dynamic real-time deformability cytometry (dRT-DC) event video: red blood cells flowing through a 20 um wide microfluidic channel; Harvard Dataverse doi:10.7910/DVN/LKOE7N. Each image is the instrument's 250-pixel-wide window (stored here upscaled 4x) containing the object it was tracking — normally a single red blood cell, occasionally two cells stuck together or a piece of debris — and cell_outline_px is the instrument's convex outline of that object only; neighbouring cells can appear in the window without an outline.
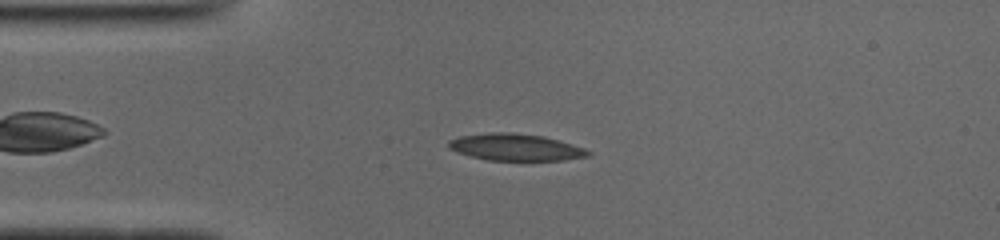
{"species": "common noctule bat (a hibernating species)", "species_latin": "Nyctalus noctula", "temperature_condition": "cold", "stored_images_in_passage": 48, "camera_frame_rate_fps": 3000, "um_per_image_px": 0.085, "animal": {"sex": "male", "body_mass_g": 19.0, "forearm_length_mm": 50.8}, "frame": {"image": 1, "passage_image": 9, "time_ms": 2.667, "image_size_px": [1000, 240], "cell_outline_px": [[588, 156], [560, 160], [488, 160], [472, 156], [460, 152], [452, 148], [448, 144], [448, 140], [460, 136], [492, 132], [504, 132], [540, 136], [556, 140], [584, 148], [588, 152]], "centroid_in_image_um": [43.78, 12.51], "position_along_channel_um": 41.2, "area_um2": 21.04}}
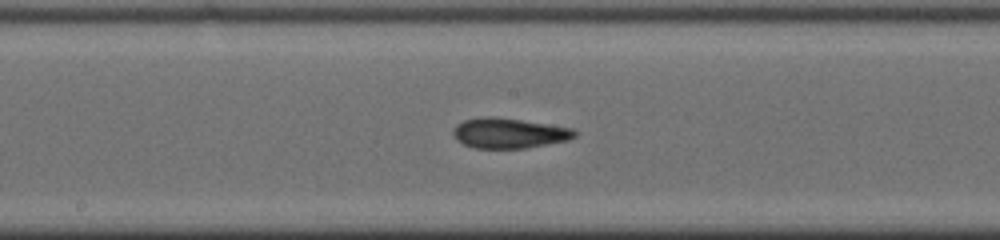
{"frame": {"image": 2, "passage_image": 23, "time_ms": 7.333, "image_size_px": [1000, 240], "cell_outline_px": [[576, 136], [568, 140], [524, 148], [476, 148], [464, 144], [452, 132], [464, 120], [480, 116], [496, 116], [572, 128], [576, 132]], "centroid_in_image_um": [43.29, 11.3], "position_along_channel_um": 204.9, "area_um2": 20.98}}
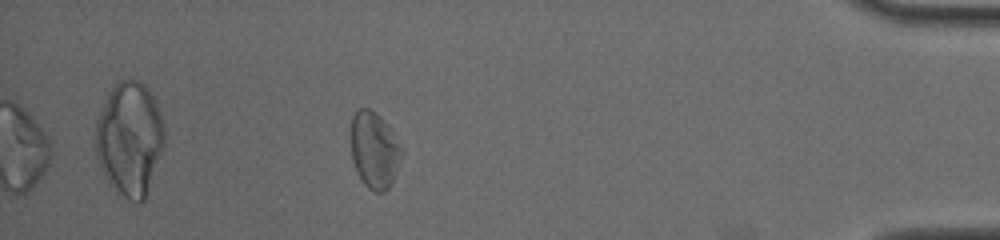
{"frame": {"image": 3, "passage_image": 42, "time_ms": 13.667, "image_size_px": [1000, 240], "cell_outline_px": [[404, 152], [392, 180], [388, 188], [384, 192], [376, 192], [368, 188], [364, 184], [356, 168], [352, 156], [352, 116], [356, 108], [368, 108], [376, 112], [380, 116], [404, 148]], "centroid_in_image_um": [31.84, 12.73], "position_along_channel_um": 403.4, "area_um2": 22.37}, "authors_computed_cell_mechanics": {"area_um2": 21.0392, "velocity_mm_per_s": 3.9159, "shape_relaxation_time_tau1_ms": null, "shape_relaxation_time_tau2_ms": 3.5692, "deformation_change_tau1": null, "deformation_change_tau2": 0.1106}}